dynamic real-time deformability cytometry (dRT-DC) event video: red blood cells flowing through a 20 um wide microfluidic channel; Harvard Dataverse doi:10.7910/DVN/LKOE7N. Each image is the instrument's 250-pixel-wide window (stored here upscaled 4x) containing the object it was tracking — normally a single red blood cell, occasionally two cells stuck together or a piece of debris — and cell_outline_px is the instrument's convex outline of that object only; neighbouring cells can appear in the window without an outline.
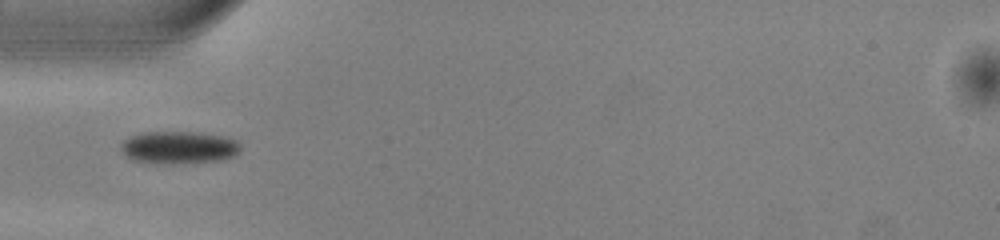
{"species": "common noctule bat (a hibernating species)", "species_latin": "Nyctalus noctula", "temperature_condition": "warm", "stored_images_in_passage": 36, "camera_frame_rate_fps": 3000, "um_per_image_px": 0.085, "animal": {"sex": "male", "body_mass_g": 13.0, "forearm_length_mm": 53.1}, "frame": {"image": 1, "passage_image": 1, "time_ms": 0.0, "image_size_px": [1000, 240], "cell_outline_px": [[240, 152], [236, 156], [220, 160], [172, 164], [160, 164], [136, 160], [124, 156], [120, 148], [120, 144], [124, 140], [132, 136], [144, 132], [192, 132], [220, 136], [236, 140], [240, 144]], "centroid_in_image_um": [15.19, 12.55], "position_along_channel_um": 69.8, "area_um2": 22.66}}
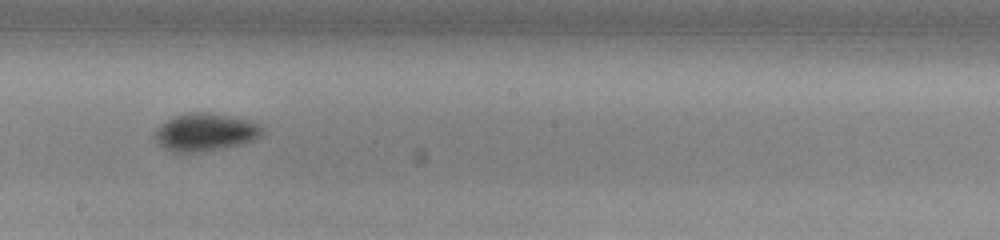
{"frame": {"image": 2, "passage_image": 13, "time_ms": 4.0, "image_size_px": [1000, 240], "cell_outline_px": [[264, 132], [260, 136], [244, 144], [196, 152], [176, 152], [164, 148], [156, 140], [156, 128], [160, 124], [172, 116], [188, 112], [208, 112], [252, 120], [260, 124], [264, 128]], "centroid_in_image_um": [17.48, 11.21], "position_along_channel_um": 230.7, "area_um2": 23.7}}
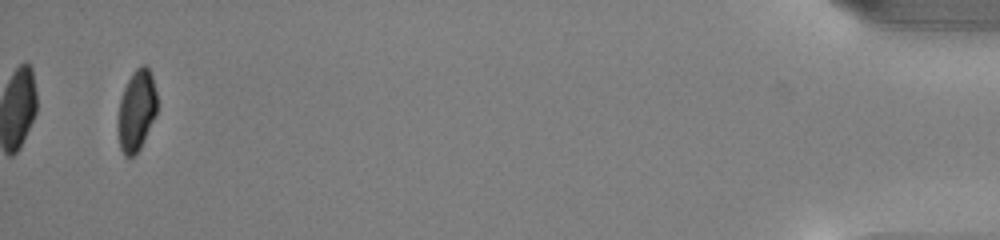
{"frame": {"image": 3, "passage_image": 34, "time_ms": 11.0, "image_size_px": [1000, 240], "cell_outline_px": [[156, 116], [140, 148], [132, 156], [124, 156], [120, 148], [116, 128], [120, 100], [124, 88], [132, 72], [140, 64], [144, 64], [148, 68], [152, 76], [156, 92]], "centroid_in_image_um": [11.58, 9.4], "position_along_channel_um": 423.6, "area_um2": 18.61}, "authors_computed_cell_mechanics": {"area_um2": 21.7906, "velocity_mm_per_s": 4.023, "shape_relaxation_time_tau1_ms": 2.6075, "shape_relaxation_time_tau2_ms": null, "deformation_change_tau1": 0.099, "deformation_change_tau2": null}}